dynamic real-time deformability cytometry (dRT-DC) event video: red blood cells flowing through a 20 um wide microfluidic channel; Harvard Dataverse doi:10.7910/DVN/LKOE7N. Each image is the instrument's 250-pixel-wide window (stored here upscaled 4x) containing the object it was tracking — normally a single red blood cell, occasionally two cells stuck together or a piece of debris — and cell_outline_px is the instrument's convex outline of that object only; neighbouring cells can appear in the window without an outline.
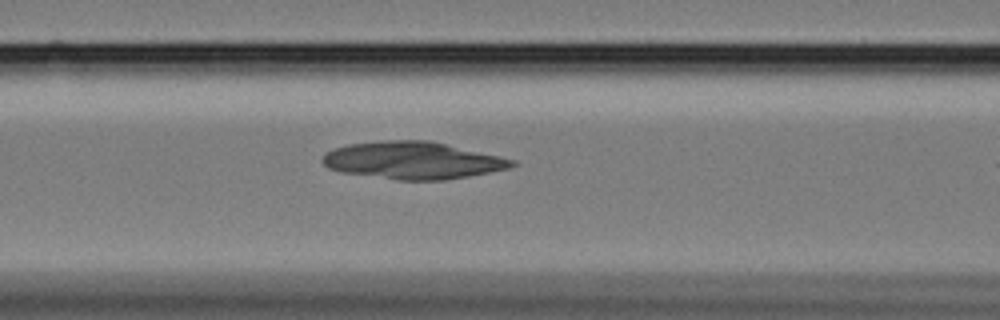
{"species": "Egyptian fruit bat (a non-hibernating species)", "species_latin": "Rousettus aegyptiacus", "temperature_condition": "cold", "stored_images_in_passage": 15, "camera_frame_rate_fps": 3000, "um_per_image_px": 0.085, "animal": {"sex": "female"}, "frame": {"image": 1, "passage_image": 6, "time_ms": 1.667, "image_size_px": [1000, 320], "cell_outline_px": [[508, 164], [496, 168], [476, 172], [452, 176], [416, 176], [344, 168], [372, 144], [432, 144], [484, 156], [500, 160]], "centroid_in_image_um": [35.83, 13.65], "position_along_channel_um": 130.8, "area_um2": 26.41}}